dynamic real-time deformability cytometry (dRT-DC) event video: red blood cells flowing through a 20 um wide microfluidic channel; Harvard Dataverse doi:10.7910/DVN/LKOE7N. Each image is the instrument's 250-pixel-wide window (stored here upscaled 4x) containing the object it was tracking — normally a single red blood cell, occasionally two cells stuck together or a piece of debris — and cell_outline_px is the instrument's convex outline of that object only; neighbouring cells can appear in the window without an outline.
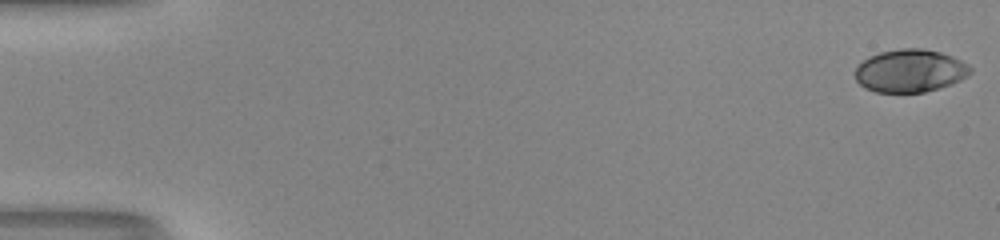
{"species": "human", "species_latin": "Homo sapiens", "temperature_condition": "room temperature", "stored_images_in_passage": 52, "camera_frame_rate_fps": 3000, "um_per_image_px": 0.085, "donor": {"sex": "male"}, "frame": {"image": 1, "passage_image": 1, "time_ms": 0.0, "image_size_px": [1000, 240], "cell_outline_px": [[972, 72], [968, 76], [952, 84], [940, 88], [924, 92], [876, 92], [864, 88], [856, 80], [856, 68], [864, 60], [880, 52], [900, 48], [924, 48], [940, 52], [952, 56], [968, 64], [972, 68]], "centroid_in_image_um": [77.39, 6.02], "position_along_channel_um": 7.6, "area_um2": 28.78}}
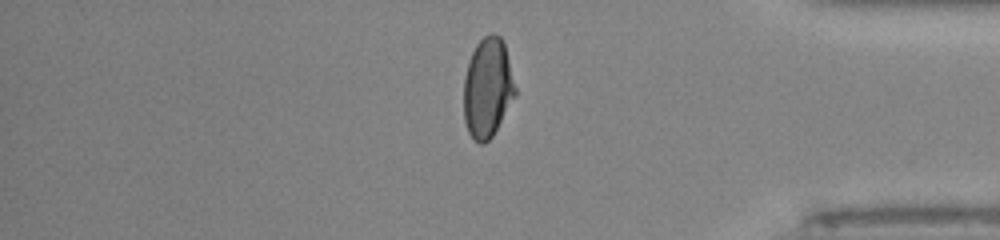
{"frame": {"image": 2, "passage_image": 44, "time_ms": 14.333, "image_size_px": [1000, 240], "cell_outline_px": [[516, 96], [492, 136], [484, 144], [480, 144], [468, 132], [464, 120], [464, 80], [468, 64], [472, 52], [476, 44], [484, 36], [492, 32], [500, 36], [504, 44], [516, 88]], "centroid_in_image_um": [41.45, 7.47], "position_along_channel_um": 393.8, "area_um2": 29.71}}
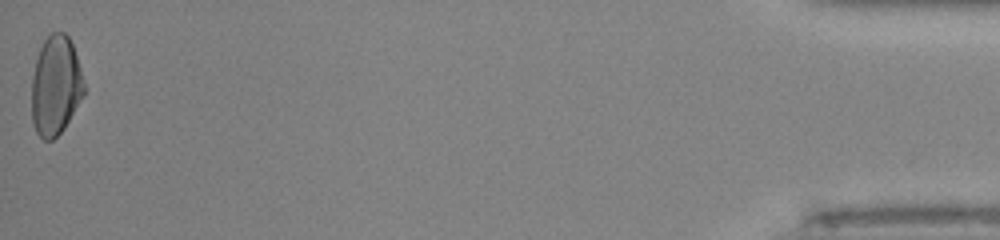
{"frame": {"image": 3, "passage_image": 52, "time_ms": 17.0, "image_size_px": [1000, 240], "cell_outline_px": [[84, 96], [64, 128], [52, 140], [44, 140], [36, 132], [32, 124], [32, 76], [36, 60], [40, 48], [44, 40], [52, 32], [64, 32], [68, 36], [72, 44], [84, 80]], "centroid_in_image_um": [4.73, 7.29], "position_along_channel_um": 430.5, "area_um2": 30.29}, "authors_computed_cell_mechanics": {"area_um2": 29.9404, "velocity_mm_per_s": 4.1595, "shape_relaxation_time_tau1_ms": 7.8971, "shape_relaxation_time_tau2_ms": 0.8685, "deformation_change_tau1": 0.2358, "deformation_change_tau2": 0.0423}}